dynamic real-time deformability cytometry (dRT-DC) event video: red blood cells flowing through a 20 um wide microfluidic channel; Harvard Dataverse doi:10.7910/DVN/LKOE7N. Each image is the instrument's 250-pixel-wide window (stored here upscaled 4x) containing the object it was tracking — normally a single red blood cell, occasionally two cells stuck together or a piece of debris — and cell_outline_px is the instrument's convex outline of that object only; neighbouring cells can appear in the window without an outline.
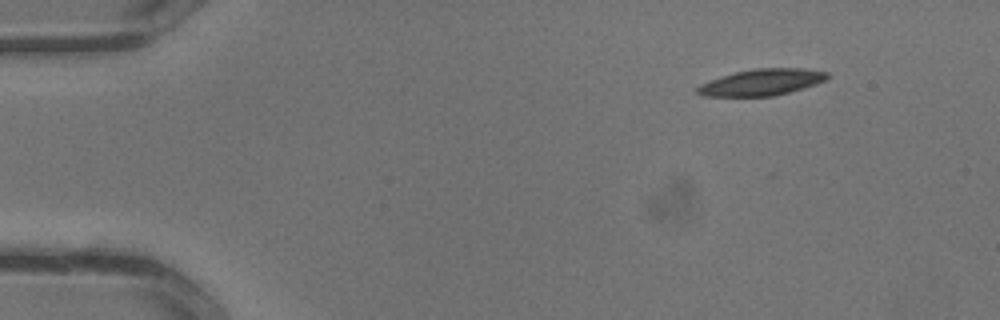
{"species": "common noctule bat (a hibernating species)", "species_latin": "Nyctalus noctula", "temperature_condition": "warm", "stored_images_in_passage": 30, "camera_frame_rate_fps": 3000, "um_per_image_px": 0.085, "animal": {"sex": "male", "body_mass_g": 13.3}, "frame": {"image": 1, "passage_image": 1, "time_ms": 0.0, "image_size_px": [1000, 320], "cell_outline_px": [[828, 76], [824, 80], [816, 84], [788, 92], [772, 96], [700, 96], [696, 92], [696, 88], [700, 84], [720, 76], [736, 72], [756, 68], [804, 68], [828, 72]], "centroid_in_image_um": [64.71, 6.99], "position_along_channel_um": 20.3, "area_um2": 19.88}}
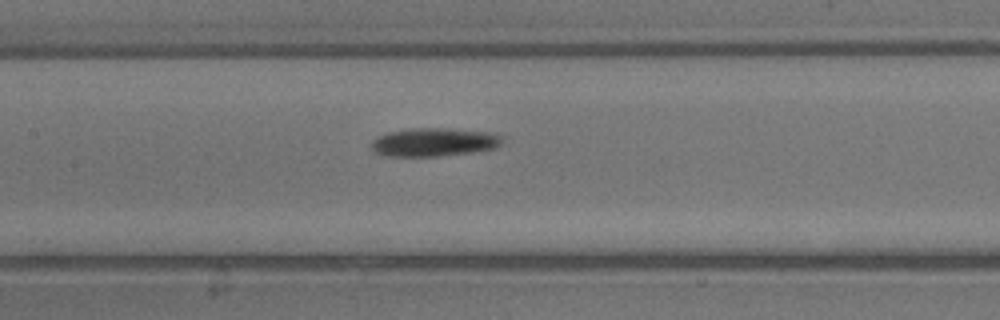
{"frame": {"image": 2, "passage_image": 13, "time_ms": 4.0, "image_size_px": [1000, 320], "cell_outline_px": [[500, 144], [496, 148], [476, 152], [440, 156], [380, 156], [372, 152], [372, 140], [376, 136], [388, 132], [412, 128], [448, 128], [496, 132], [500, 136]], "centroid_in_image_um": [36.86, 12.08], "position_along_channel_um": 170.5, "area_um2": 22.08}}
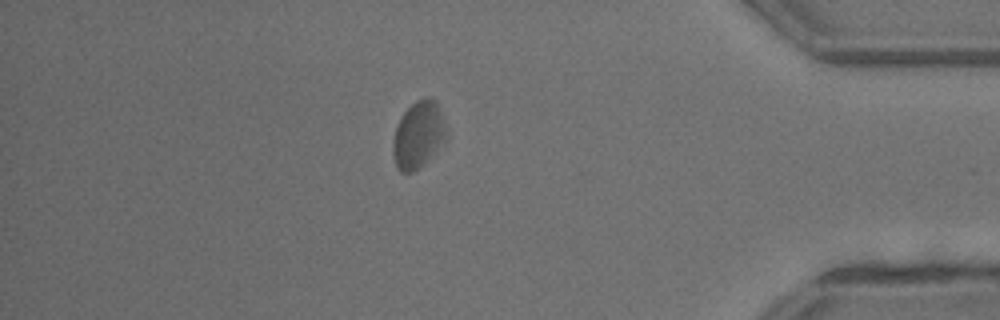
{"frame": {"image": 3, "passage_image": 26, "time_ms": 8.333, "image_size_px": [1000, 320], "cell_outline_px": [[444, 140], [412, 172], [400, 172], [396, 168], [392, 152], [392, 140], [396, 124], [400, 116], [416, 100], [428, 96], [436, 100], [440, 108], [444, 128]], "centroid_in_image_um": [35.47, 11.4], "position_along_channel_um": 399.7, "area_um2": 20.17}}